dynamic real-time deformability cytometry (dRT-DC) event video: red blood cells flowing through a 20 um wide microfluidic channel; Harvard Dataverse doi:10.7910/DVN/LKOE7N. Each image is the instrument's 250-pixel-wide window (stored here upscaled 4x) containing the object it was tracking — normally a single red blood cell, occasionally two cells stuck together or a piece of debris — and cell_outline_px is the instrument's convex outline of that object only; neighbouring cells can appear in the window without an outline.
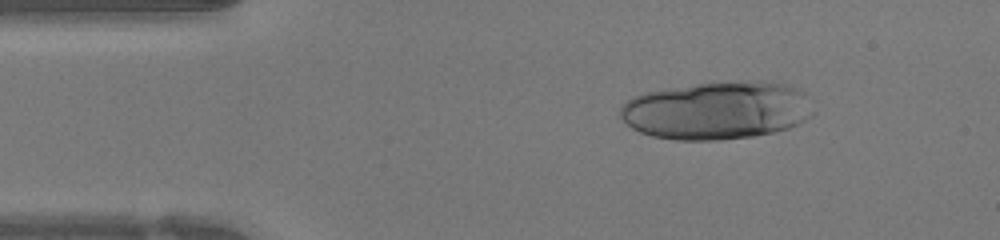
{"species": "human", "species_latin": "Homo sapiens", "temperature_condition": "warm", "stored_images_in_passage": 24, "camera_frame_rate_fps": 3000, "um_per_image_px": 0.085, "donor": {"sex": "female"}, "frame": {"image": 1, "passage_image": 6, "time_ms": 1.667, "image_size_px": [1000, 240], "cell_outline_px": [[816, 112], [812, 116], [792, 128], [776, 132], [752, 136], [716, 140], [676, 140], [652, 136], [640, 132], [632, 128], [620, 116], [620, 108], [632, 96], [644, 92], [712, 80], [768, 80], [792, 84], [800, 88], [808, 96]], "centroid_in_image_um": [61.03, 9.34], "position_along_channel_um": 24.0, "area_um2": 67.05}}